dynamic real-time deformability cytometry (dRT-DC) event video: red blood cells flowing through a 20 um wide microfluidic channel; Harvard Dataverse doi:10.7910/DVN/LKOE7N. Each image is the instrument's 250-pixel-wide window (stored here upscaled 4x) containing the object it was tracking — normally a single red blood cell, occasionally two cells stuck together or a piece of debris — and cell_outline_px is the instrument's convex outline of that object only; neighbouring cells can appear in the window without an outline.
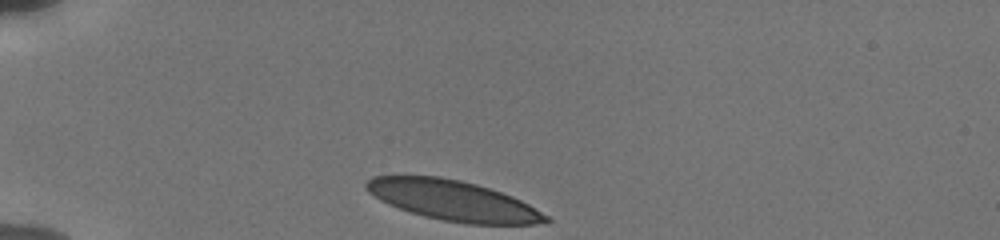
{"species": "human", "species_latin": "Homo sapiens", "temperature_condition": "cold", "stored_images_in_passage": 33, "camera_frame_rate_fps": 3000, "um_per_image_px": 0.085, "donor": {"sex": "male"}, "frame": {"image": 1, "passage_image": 1, "time_ms": 0.0, "image_size_px": [1000, 240], "cell_outline_px": [[552, 220], [548, 224], [468, 224], [444, 220], [424, 216], [388, 204], [380, 200], [368, 192], [364, 188], [364, 184], [372, 176], [440, 176], [460, 180], [476, 184], [512, 196], [528, 204], [548, 216]], "centroid_in_image_um": [38.52, 17.04], "position_along_channel_um": 46.5, "area_um2": 41.85}}
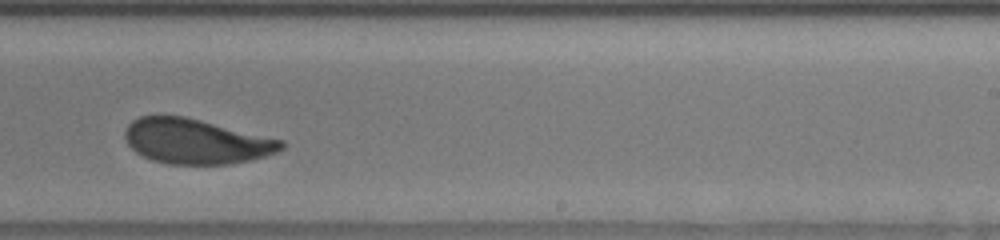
{"frame": {"image": 2, "passage_image": 22, "time_ms": 7.0, "image_size_px": [1000, 240], "cell_outline_px": [[284, 148], [280, 152], [252, 160], [228, 164], [168, 164], [152, 160], [136, 152], [128, 144], [124, 136], [124, 132], [128, 124], [132, 120], [140, 116], [184, 116], [284, 140]], "centroid_in_image_um": [16.68, 12.02], "position_along_channel_um": 272.3, "area_um2": 41.04}}
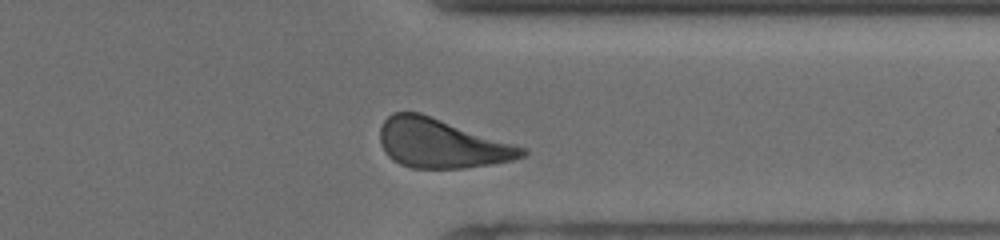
{"frame": {"image": 3, "passage_image": 30, "time_ms": 9.667, "image_size_px": [1000, 240], "cell_outline_px": [[528, 152], [524, 156], [512, 160], [492, 164], [464, 168], [412, 168], [400, 164], [392, 160], [384, 152], [380, 144], [380, 128], [384, 120], [392, 112], [420, 112], [528, 148]], "centroid_in_image_um": [37.52, 12.19], "position_along_channel_um": 373.9, "area_um2": 40.92}, "authors_computed_cell_mechanics": {"area_um2": 42.0206, "velocity_mm_per_s": 3.7865, "shape_relaxation_time_tau1_ms": 4.1603, "shape_relaxation_time_tau2_ms": 0.6868, "deformation_change_tau1": 0.139, "deformation_change_tau2": 0.0724}}